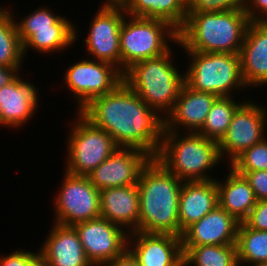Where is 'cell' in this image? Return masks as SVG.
<instances>
[{
  "instance_id": "obj_1",
  "label": "cell",
  "mask_w": 267,
  "mask_h": 266,
  "mask_svg": "<svg viewBox=\"0 0 267 266\" xmlns=\"http://www.w3.org/2000/svg\"><path fill=\"white\" fill-rule=\"evenodd\" d=\"M105 130L118 147L135 148L155 158L165 130V118L151 109L124 81L112 92L93 99L80 111Z\"/></svg>"
},
{
  "instance_id": "obj_2",
  "label": "cell",
  "mask_w": 267,
  "mask_h": 266,
  "mask_svg": "<svg viewBox=\"0 0 267 266\" xmlns=\"http://www.w3.org/2000/svg\"><path fill=\"white\" fill-rule=\"evenodd\" d=\"M183 181L152 158L137 183L139 191L138 231L180 237L179 196Z\"/></svg>"
},
{
  "instance_id": "obj_3",
  "label": "cell",
  "mask_w": 267,
  "mask_h": 266,
  "mask_svg": "<svg viewBox=\"0 0 267 266\" xmlns=\"http://www.w3.org/2000/svg\"><path fill=\"white\" fill-rule=\"evenodd\" d=\"M249 20L245 10L187 13L178 32L179 46L185 51L240 54Z\"/></svg>"
},
{
  "instance_id": "obj_4",
  "label": "cell",
  "mask_w": 267,
  "mask_h": 266,
  "mask_svg": "<svg viewBox=\"0 0 267 266\" xmlns=\"http://www.w3.org/2000/svg\"><path fill=\"white\" fill-rule=\"evenodd\" d=\"M155 159L182 181L215 180L209 172L223 161L218 142L199 133L176 131H164Z\"/></svg>"
},
{
  "instance_id": "obj_5",
  "label": "cell",
  "mask_w": 267,
  "mask_h": 266,
  "mask_svg": "<svg viewBox=\"0 0 267 266\" xmlns=\"http://www.w3.org/2000/svg\"><path fill=\"white\" fill-rule=\"evenodd\" d=\"M173 51L133 64L123 81L163 118L172 111L185 83V74L175 66ZM174 61V62H173Z\"/></svg>"
},
{
  "instance_id": "obj_6",
  "label": "cell",
  "mask_w": 267,
  "mask_h": 266,
  "mask_svg": "<svg viewBox=\"0 0 267 266\" xmlns=\"http://www.w3.org/2000/svg\"><path fill=\"white\" fill-rule=\"evenodd\" d=\"M184 52L191 60L184 72L185 83L190 88L218 97H232L236 90L247 89L242 77L240 54Z\"/></svg>"
},
{
  "instance_id": "obj_7",
  "label": "cell",
  "mask_w": 267,
  "mask_h": 266,
  "mask_svg": "<svg viewBox=\"0 0 267 266\" xmlns=\"http://www.w3.org/2000/svg\"><path fill=\"white\" fill-rule=\"evenodd\" d=\"M179 46L178 31L165 21L126 15L120 27L121 72Z\"/></svg>"
},
{
  "instance_id": "obj_8",
  "label": "cell",
  "mask_w": 267,
  "mask_h": 266,
  "mask_svg": "<svg viewBox=\"0 0 267 266\" xmlns=\"http://www.w3.org/2000/svg\"><path fill=\"white\" fill-rule=\"evenodd\" d=\"M55 10L42 6L16 22L24 57L31 48L40 54H51L67 50L77 42V25L65 16L56 15Z\"/></svg>"
},
{
  "instance_id": "obj_9",
  "label": "cell",
  "mask_w": 267,
  "mask_h": 266,
  "mask_svg": "<svg viewBox=\"0 0 267 266\" xmlns=\"http://www.w3.org/2000/svg\"><path fill=\"white\" fill-rule=\"evenodd\" d=\"M76 114L75 120L70 121L71 129L66 138L64 171L87 176L119 147L105 130L95 126L81 112Z\"/></svg>"
},
{
  "instance_id": "obj_10",
  "label": "cell",
  "mask_w": 267,
  "mask_h": 266,
  "mask_svg": "<svg viewBox=\"0 0 267 266\" xmlns=\"http://www.w3.org/2000/svg\"><path fill=\"white\" fill-rule=\"evenodd\" d=\"M84 58L71 63L63 73V83L76 100L75 113L93 99L112 92L123 81V73L114 65L91 57Z\"/></svg>"
},
{
  "instance_id": "obj_11",
  "label": "cell",
  "mask_w": 267,
  "mask_h": 266,
  "mask_svg": "<svg viewBox=\"0 0 267 266\" xmlns=\"http://www.w3.org/2000/svg\"><path fill=\"white\" fill-rule=\"evenodd\" d=\"M64 173L63 182L53 199L54 222L74 226L100 217V190L88 176Z\"/></svg>"
},
{
  "instance_id": "obj_12",
  "label": "cell",
  "mask_w": 267,
  "mask_h": 266,
  "mask_svg": "<svg viewBox=\"0 0 267 266\" xmlns=\"http://www.w3.org/2000/svg\"><path fill=\"white\" fill-rule=\"evenodd\" d=\"M101 4L84 39L87 56L110 63L121 71L120 27L127 13L120 3Z\"/></svg>"
},
{
  "instance_id": "obj_13",
  "label": "cell",
  "mask_w": 267,
  "mask_h": 266,
  "mask_svg": "<svg viewBox=\"0 0 267 266\" xmlns=\"http://www.w3.org/2000/svg\"><path fill=\"white\" fill-rule=\"evenodd\" d=\"M266 126L267 107L265 109L254 100L246 99L235 111L227 133L218 143L223 162L227 158L229 165L244 150L264 140L267 137Z\"/></svg>"
},
{
  "instance_id": "obj_14",
  "label": "cell",
  "mask_w": 267,
  "mask_h": 266,
  "mask_svg": "<svg viewBox=\"0 0 267 266\" xmlns=\"http://www.w3.org/2000/svg\"><path fill=\"white\" fill-rule=\"evenodd\" d=\"M74 227L93 266H103L128 250L129 233L105 218L80 222Z\"/></svg>"
},
{
  "instance_id": "obj_15",
  "label": "cell",
  "mask_w": 267,
  "mask_h": 266,
  "mask_svg": "<svg viewBox=\"0 0 267 266\" xmlns=\"http://www.w3.org/2000/svg\"><path fill=\"white\" fill-rule=\"evenodd\" d=\"M152 157L135 148H117L87 176L98 190L135 185Z\"/></svg>"
},
{
  "instance_id": "obj_16",
  "label": "cell",
  "mask_w": 267,
  "mask_h": 266,
  "mask_svg": "<svg viewBox=\"0 0 267 266\" xmlns=\"http://www.w3.org/2000/svg\"><path fill=\"white\" fill-rule=\"evenodd\" d=\"M128 251L140 266H184L182 239L173 234L129 233Z\"/></svg>"
},
{
  "instance_id": "obj_17",
  "label": "cell",
  "mask_w": 267,
  "mask_h": 266,
  "mask_svg": "<svg viewBox=\"0 0 267 266\" xmlns=\"http://www.w3.org/2000/svg\"><path fill=\"white\" fill-rule=\"evenodd\" d=\"M21 75L0 88V126L8 129L25 126L39 107V89Z\"/></svg>"
},
{
  "instance_id": "obj_18",
  "label": "cell",
  "mask_w": 267,
  "mask_h": 266,
  "mask_svg": "<svg viewBox=\"0 0 267 266\" xmlns=\"http://www.w3.org/2000/svg\"><path fill=\"white\" fill-rule=\"evenodd\" d=\"M239 222L219 205L182 234V246L236 244Z\"/></svg>"
},
{
  "instance_id": "obj_19",
  "label": "cell",
  "mask_w": 267,
  "mask_h": 266,
  "mask_svg": "<svg viewBox=\"0 0 267 266\" xmlns=\"http://www.w3.org/2000/svg\"><path fill=\"white\" fill-rule=\"evenodd\" d=\"M217 98L218 96L212 93L196 91L184 83L174 108L165 118L164 131L197 133L203 127ZM179 128H182L181 131Z\"/></svg>"
},
{
  "instance_id": "obj_20",
  "label": "cell",
  "mask_w": 267,
  "mask_h": 266,
  "mask_svg": "<svg viewBox=\"0 0 267 266\" xmlns=\"http://www.w3.org/2000/svg\"><path fill=\"white\" fill-rule=\"evenodd\" d=\"M240 59L247 87L267 86V22H249Z\"/></svg>"
},
{
  "instance_id": "obj_21",
  "label": "cell",
  "mask_w": 267,
  "mask_h": 266,
  "mask_svg": "<svg viewBox=\"0 0 267 266\" xmlns=\"http://www.w3.org/2000/svg\"><path fill=\"white\" fill-rule=\"evenodd\" d=\"M41 245L38 251L50 266H93L74 226L52 222L51 230Z\"/></svg>"
},
{
  "instance_id": "obj_22",
  "label": "cell",
  "mask_w": 267,
  "mask_h": 266,
  "mask_svg": "<svg viewBox=\"0 0 267 266\" xmlns=\"http://www.w3.org/2000/svg\"><path fill=\"white\" fill-rule=\"evenodd\" d=\"M139 215L137 184L100 190V217L132 233L138 231Z\"/></svg>"
},
{
  "instance_id": "obj_23",
  "label": "cell",
  "mask_w": 267,
  "mask_h": 266,
  "mask_svg": "<svg viewBox=\"0 0 267 266\" xmlns=\"http://www.w3.org/2000/svg\"><path fill=\"white\" fill-rule=\"evenodd\" d=\"M218 206V190L215 180L183 181L179 196L180 237L193 223Z\"/></svg>"
},
{
  "instance_id": "obj_24",
  "label": "cell",
  "mask_w": 267,
  "mask_h": 266,
  "mask_svg": "<svg viewBox=\"0 0 267 266\" xmlns=\"http://www.w3.org/2000/svg\"><path fill=\"white\" fill-rule=\"evenodd\" d=\"M222 179L216 178L218 190V205L243 222L256 205L253 189L243 175L236 173L231 167Z\"/></svg>"
},
{
  "instance_id": "obj_25",
  "label": "cell",
  "mask_w": 267,
  "mask_h": 266,
  "mask_svg": "<svg viewBox=\"0 0 267 266\" xmlns=\"http://www.w3.org/2000/svg\"><path fill=\"white\" fill-rule=\"evenodd\" d=\"M127 15L167 22L178 32L187 19L186 0H121Z\"/></svg>"
},
{
  "instance_id": "obj_26",
  "label": "cell",
  "mask_w": 267,
  "mask_h": 266,
  "mask_svg": "<svg viewBox=\"0 0 267 266\" xmlns=\"http://www.w3.org/2000/svg\"><path fill=\"white\" fill-rule=\"evenodd\" d=\"M9 7L0 8V66L23 68V45L18 35L16 19Z\"/></svg>"
},
{
  "instance_id": "obj_27",
  "label": "cell",
  "mask_w": 267,
  "mask_h": 266,
  "mask_svg": "<svg viewBox=\"0 0 267 266\" xmlns=\"http://www.w3.org/2000/svg\"><path fill=\"white\" fill-rule=\"evenodd\" d=\"M184 266H239L236 244L182 246Z\"/></svg>"
},
{
  "instance_id": "obj_28",
  "label": "cell",
  "mask_w": 267,
  "mask_h": 266,
  "mask_svg": "<svg viewBox=\"0 0 267 266\" xmlns=\"http://www.w3.org/2000/svg\"><path fill=\"white\" fill-rule=\"evenodd\" d=\"M245 100L243 97L236 102L235 96L218 97L212 104L203 127L197 133L219 143L227 133L235 111Z\"/></svg>"
},
{
  "instance_id": "obj_29",
  "label": "cell",
  "mask_w": 267,
  "mask_h": 266,
  "mask_svg": "<svg viewBox=\"0 0 267 266\" xmlns=\"http://www.w3.org/2000/svg\"><path fill=\"white\" fill-rule=\"evenodd\" d=\"M236 246L239 266L267 261V230H255L241 222L237 233Z\"/></svg>"
},
{
  "instance_id": "obj_30",
  "label": "cell",
  "mask_w": 267,
  "mask_h": 266,
  "mask_svg": "<svg viewBox=\"0 0 267 266\" xmlns=\"http://www.w3.org/2000/svg\"><path fill=\"white\" fill-rule=\"evenodd\" d=\"M235 172L267 170V137L244 150L230 164Z\"/></svg>"
},
{
  "instance_id": "obj_31",
  "label": "cell",
  "mask_w": 267,
  "mask_h": 266,
  "mask_svg": "<svg viewBox=\"0 0 267 266\" xmlns=\"http://www.w3.org/2000/svg\"><path fill=\"white\" fill-rule=\"evenodd\" d=\"M243 175L253 189L256 200H267V170L236 172Z\"/></svg>"
},
{
  "instance_id": "obj_32",
  "label": "cell",
  "mask_w": 267,
  "mask_h": 266,
  "mask_svg": "<svg viewBox=\"0 0 267 266\" xmlns=\"http://www.w3.org/2000/svg\"><path fill=\"white\" fill-rule=\"evenodd\" d=\"M243 223L255 230H267V200H258Z\"/></svg>"
},
{
  "instance_id": "obj_33",
  "label": "cell",
  "mask_w": 267,
  "mask_h": 266,
  "mask_svg": "<svg viewBox=\"0 0 267 266\" xmlns=\"http://www.w3.org/2000/svg\"><path fill=\"white\" fill-rule=\"evenodd\" d=\"M187 13L223 12L220 0H186Z\"/></svg>"
},
{
  "instance_id": "obj_34",
  "label": "cell",
  "mask_w": 267,
  "mask_h": 266,
  "mask_svg": "<svg viewBox=\"0 0 267 266\" xmlns=\"http://www.w3.org/2000/svg\"><path fill=\"white\" fill-rule=\"evenodd\" d=\"M245 13L250 22H267V0H249Z\"/></svg>"
},
{
  "instance_id": "obj_35",
  "label": "cell",
  "mask_w": 267,
  "mask_h": 266,
  "mask_svg": "<svg viewBox=\"0 0 267 266\" xmlns=\"http://www.w3.org/2000/svg\"><path fill=\"white\" fill-rule=\"evenodd\" d=\"M36 252L20 249L13 250L9 255L0 257V266H26L28 260L35 254Z\"/></svg>"
},
{
  "instance_id": "obj_36",
  "label": "cell",
  "mask_w": 267,
  "mask_h": 266,
  "mask_svg": "<svg viewBox=\"0 0 267 266\" xmlns=\"http://www.w3.org/2000/svg\"><path fill=\"white\" fill-rule=\"evenodd\" d=\"M22 68H10L0 66V88L13 81L19 73H22Z\"/></svg>"
},
{
  "instance_id": "obj_37",
  "label": "cell",
  "mask_w": 267,
  "mask_h": 266,
  "mask_svg": "<svg viewBox=\"0 0 267 266\" xmlns=\"http://www.w3.org/2000/svg\"><path fill=\"white\" fill-rule=\"evenodd\" d=\"M103 266H140L137 260L127 250L123 255L117 257Z\"/></svg>"
},
{
  "instance_id": "obj_38",
  "label": "cell",
  "mask_w": 267,
  "mask_h": 266,
  "mask_svg": "<svg viewBox=\"0 0 267 266\" xmlns=\"http://www.w3.org/2000/svg\"><path fill=\"white\" fill-rule=\"evenodd\" d=\"M223 2V12H228L235 9L245 10L249 0H220Z\"/></svg>"
},
{
  "instance_id": "obj_39",
  "label": "cell",
  "mask_w": 267,
  "mask_h": 266,
  "mask_svg": "<svg viewBox=\"0 0 267 266\" xmlns=\"http://www.w3.org/2000/svg\"><path fill=\"white\" fill-rule=\"evenodd\" d=\"M26 266H50V264L37 250L36 253L28 260Z\"/></svg>"
},
{
  "instance_id": "obj_40",
  "label": "cell",
  "mask_w": 267,
  "mask_h": 266,
  "mask_svg": "<svg viewBox=\"0 0 267 266\" xmlns=\"http://www.w3.org/2000/svg\"><path fill=\"white\" fill-rule=\"evenodd\" d=\"M250 266H267V261L265 262H259V263H255V264H252Z\"/></svg>"
},
{
  "instance_id": "obj_41",
  "label": "cell",
  "mask_w": 267,
  "mask_h": 266,
  "mask_svg": "<svg viewBox=\"0 0 267 266\" xmlns=\"http://www.w3.org/2000/svg\"><path fill=\"white\" fill-rule=\"evenodd\" d=\"M121 0H105L107 3H119Z\"/></svg>"
}]
</instances>
